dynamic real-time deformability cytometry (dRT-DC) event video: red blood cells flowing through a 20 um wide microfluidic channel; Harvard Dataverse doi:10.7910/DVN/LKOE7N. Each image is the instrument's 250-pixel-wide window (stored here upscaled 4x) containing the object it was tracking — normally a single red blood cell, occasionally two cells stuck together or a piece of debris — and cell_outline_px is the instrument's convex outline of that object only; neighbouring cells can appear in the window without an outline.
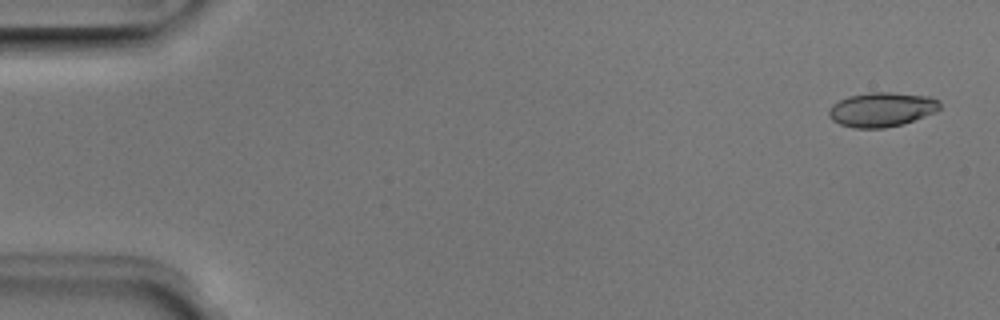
{"species": "Egyptian fruit bat (a non-hibernating species)", "species_latin": "Rousettus aegyptiacus", "temperature_condition": "room temperature", "stored_images_in_passage": 5, "camera_frame_rate_fps": 3000, "um_per_image_px": 0.085, "animal": {"sex": "male"}, "frame": {"image": 1, "passage_image": 1, "time_ms": 0.0, "image_size_px": [1000, 320], "cell_outline_px": [[940, 108], [936, 112], [904, 124], [884, 128], [852, 128], [840, 124], [832, 120], [828, 116], [828, 108], [832, 104], [848, 96], [872, 92], [892, 92], [932, 96], [940, 100]], "centroid_in_image_um": [74.96, 9.3], "position_along_channel_um": 10.0, "area_um2": 22.6}}
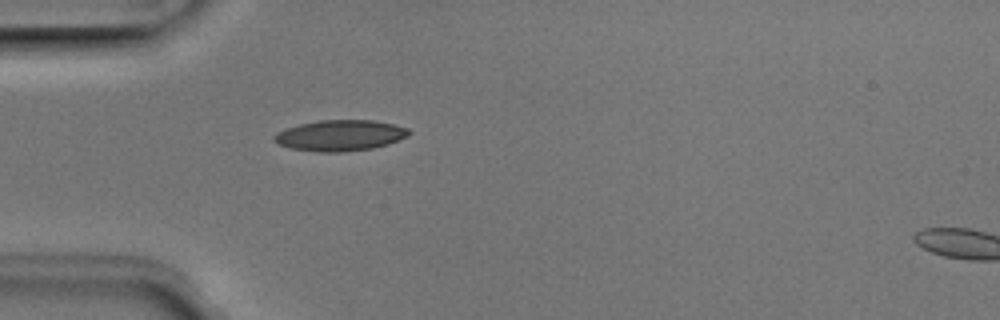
{"frame": {"image": 2, "passage_image": 4, "time_ms": 1.0, "image_size_px": [1000, 320], "cell_outline_px": [[412, 132], [408, 136], [388, 144], [372, 148], [344, 152], [320, 152], [292, 148], [280, 144], [272, 140], [272, 136], [276, 132], [300, 124], [320, 120], [372, 120], [392, 124], [408, 128]], "centroid_in_image_um": [28.92, 11.51], "position_along_channel_um": 56.1, "area_um2": 24.16}}